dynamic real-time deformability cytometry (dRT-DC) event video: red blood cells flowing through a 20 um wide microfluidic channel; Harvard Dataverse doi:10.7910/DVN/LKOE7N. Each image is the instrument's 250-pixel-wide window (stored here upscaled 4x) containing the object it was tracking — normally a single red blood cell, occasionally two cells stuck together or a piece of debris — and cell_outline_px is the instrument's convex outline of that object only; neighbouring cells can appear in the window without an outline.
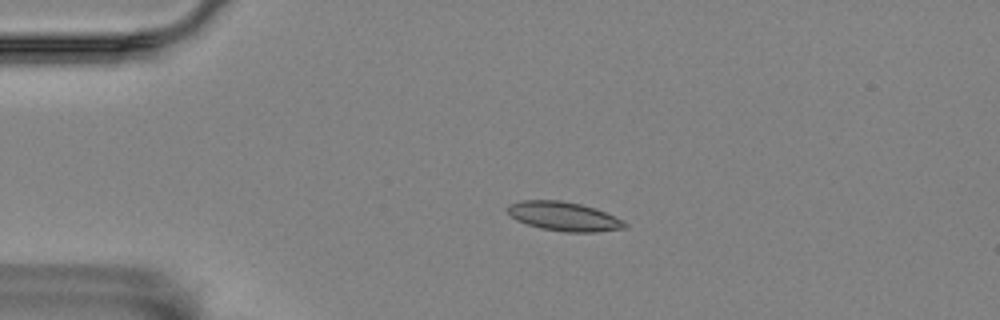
{"species": "Egyptian fruit bat (a non-hibernating species)", "species_latin": "Rousettus aegyptiacus", "temperature_condition": "room temperature", "stored_images_in_passage": 44, "camera_frame_rate_fps": 3000, "um_per_image_px": 0.085, "animal": {"sex": "female"}, "frame": {"image": 1, "passage_image": 3, "time_ms": 0.667, "image_size_px": [1000, 320], "cell_outline_px": [[628, 228], [596, 232], [564, 232], [540, 228], [516, 220], [504, 208], [508, 204], [520, 200], [560, 200], [580, 204], [596, 208], [624, 220], [628, 224]], "centroid_in_image_um": [47.94, 18.39], "position_along_channel_um": 37.1, "area_um2": 20.11}}
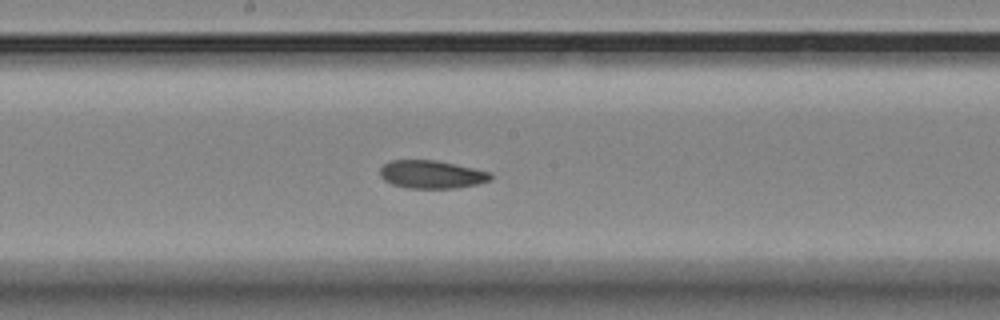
{"frame": {"image": 2, "passage_image": 21, "time_ms": 6.667, "image_size_px": [1000, 320], "cell_outline_px": [[492, 180], [476, 184], [456, 188], [408, 188], [392, 184], [384, 180], [380, 176], [380, 168], [384, 164], [392, 160], [436, 160], [492, 172]], "centroid_in_image_um": [36.7, 14.82], "position_along_channel_um": 211.5, "area_um2": 18.09}}
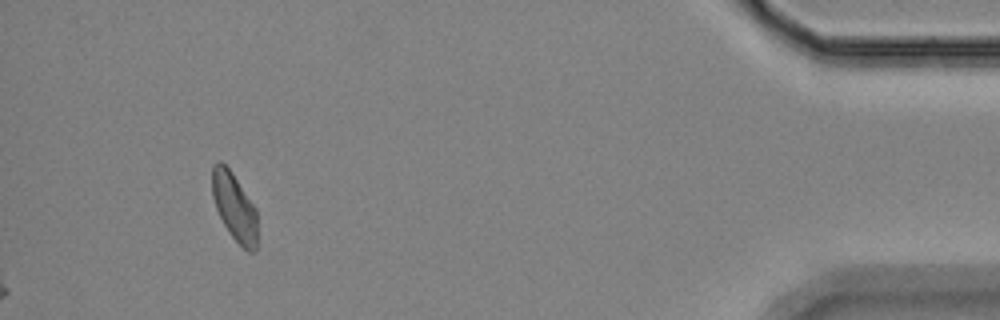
{"frame": {"image": 3, "passage_image": 44, "time_ms": 14.333, "image_size_px": [1000, 320], "cell_outline_px": [[256, 252], [248, 252], [228, 232], [216, 208], [212, 196], [212, 164], [216, 160], [220, 160], [232, 172], [256, 208]], "centroid_in_image_um": [19.91, 17.55], "position_along_channel_um": 415.3, "area_um2": 17.8}, "authors_computed_cell_mechanics": {"area_um2": 18.4671, "velocity_mm_per_s": 3.473, "shape_relaxation_time_tau1_ms": null, "shape_relaxation_time_tau2_ms": 7.7939, "deformation_change_tau1": null, "deformation_change_tau2": 0.1298}}